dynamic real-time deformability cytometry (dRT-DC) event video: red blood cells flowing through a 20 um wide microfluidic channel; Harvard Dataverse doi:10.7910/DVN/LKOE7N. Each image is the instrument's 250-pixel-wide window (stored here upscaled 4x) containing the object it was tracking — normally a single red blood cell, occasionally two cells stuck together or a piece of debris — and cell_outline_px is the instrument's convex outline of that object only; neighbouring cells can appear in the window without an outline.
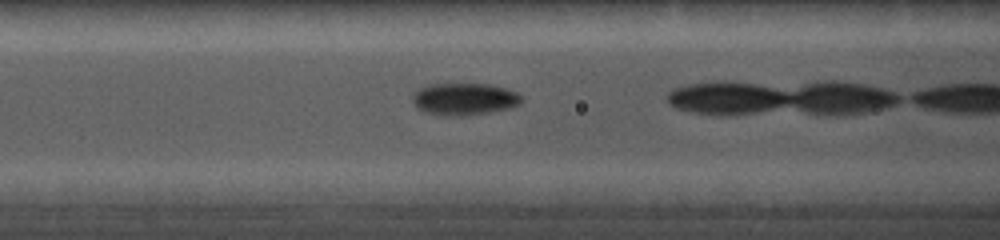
{"species": "common noctule bat (a hibernating species)", "species_latin": "Nyctalus noctula", "temperature_condition": "cold", "stored_images_in_passage": 16, "camera_frame_rate_fps": 5000, "um_per_image_px": 0.085, "animal": {"sex": "female", "body_mass_g": 19.0, "forearm_length_mm": 56.7}, "frame": {"image": 1, "passage_image": 7, "time_ms": 1.6, "image_size_px": [1000, 240], "cell_outline_px": [[524, 100], [520, 104], [512, 108], [464, 116], [444, 116], [424, 112], [416, 108], [412, 100], [412, 96], [420, 88], [428, 84], [488, 84], [504, 88], [516, 92]], "centroid_in_image_um": [39.46, 8.43], "position_along_channel_um": 127.1, "area_um2": 20.52}}